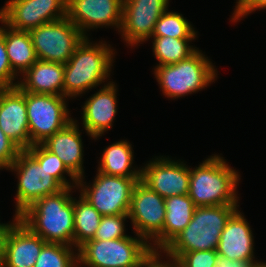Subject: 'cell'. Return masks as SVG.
I'll return each mask as SVG.
<instances>
[{"mask_svg":"<svg viewBox=\"0 0 266 267\" xmlns=\"http://www.w3.org/2000/svg\"><path fill=\"white\" fill-rule=\"evenodd\" d=\"M72 187L44 196L19 215V220L47 243L73 246L74 197Z\"/></svg>","mask_w":266,"mask_h":267,"instance_id":"6da1fadb","label":"cell"},{"mask_svg":"<svg viewBox=\"0 0 266 267\" xmlns=\"http://www.w3.org/2000/svg\"><path fill=\"white\" fill-rule=\"evenodd\" d=\"M114 51L106 41L94 44L84 38L64 64L63 96L75 98L109 80Z\"/></svg>","mask_w":266,"mask_h":267,"instance_id":"7a4b0ae2","label":"cell"},{"mask_svg":"<svg viewBox=\"0 0 266 267\" xmlns=\"http://www.w3.org/2000/svg\"><path fill=\"white\" fill-rule=\"evenodd\" d=\"M220 155H211L194 169L190 168L188 196L196 207L237 205L240 175Z\"/></svg>","mask_w":266,"mask_h":267,"instance_id":"3957f363","label":"cell"},{"mask_svg":"<svg viewBox=\"0 0 266 267\" xmlns=\"http://www.w3.org/2000/svg\"><path fill=\"white\" fill-rule=\"evenodd\" d=\"M239 205L196 207L188 226L163 250L165 254L217 250L221 232Z\"/></svg>","mask_w":266,"mask_h":267,"instance_id":"277c9868","label":"cell"},{"mask_svg":"<svg viewBox=\"0 0 266 267\" xmlns=\"http://www.w3.org/2000/svg\"><path fill=\"white\" fill-rule=\"evenodd\" d=\"M202 50L177 63L155 66L154 76L167 98L177 99L205 89L217 79V69Z\"/></svg>","mask_w":266,"mask_h":267,"instance_id":"5b68a950","label":"cell"},{"mask_svg":"<svg viewBox=\"0 0 266 267\" xmlns=\"http://www.w3.org/2000/svg\"><path fill=\"white\" fill-rule=\"evenodd\" d=\"M136 236L87 241L77 249L78 267H139L152 249L144 238Z\"/></svg>","mask_w":266,"mask_h":267,"instance_id":"8992f818","label":"cell"},{"mask_svg":"<svg viewBox=\"0 0 266 267\" xmlns=\"http://www.w3.org/2000/svg\"><path fill=\"white\" fill-rule=\"evenodd\" d=\"M85 176L78 179L77 189L102 216L128 214L134 186L141 177L110 176L97 171L89 186Z\"/></svg>","mask_w":266,"mask_h":267,"instance_id":"52a82bcc","label":"cell"},{"mask_svg":"<svg viewBox=\"0 0 266 267\" xmlns=\"http://www.w3.org/2000/svg\"><path fill=\"white\" fill-rule=\"evenodd\" d=\"M165 213V199L141 180L138 181L134 186L128 215L135 235L150 242L152 251L163 250Z\"/></svg>","mask_w":266,"mask_h":267,"instance_id":"ba28073f","label":"cell"},{"mask_svg":"<svg viewBox=\"0 0 266 267\" xmlns=\"http://www.w3.org/2000/svg\"><path fill=\"white\" fill-rule=\"evenodd\" d=\"M16 172V211L20 215L35 201L60 192L64 187L41 166L26 150H22L15 161L6 169Z\"/></svg>","mask_w":266,"mask_h":267,"instance_id":"9c48e42d","label":"cell"},{"mask_svg":"<svg viewBox=\"0 0 266 267\" xmlns=\"http://www.w3.org/2000/svg\"><path fill=\"white\" fill-rule=\"evenodd\" d=\"M37 60L65 64L85 38L67 17L29 31Z\"/></svg>","mask_w":266,"mask_h":267,"instance_id":"30bf717a","label":"cell"},{"mask_svg":"<svg viewBox=\"0 0 266 267\" xmlns=\"http://www.w3.org/2000/svg\"><path fill=\"white\" fill-rule=\"evenodd\" d=\"M68 98L26 92V109L31 146L41 144L74 119L67 108Z\"/></svg>","mask_w":266,"mask_h":267,"instance_id":"8fae6325","label":"cell"},{"mask_svg":"<svg viewBox=\"0 0 266 267\" xmlns=\"http://www.w3.org/2000/svg\"><path fill=\"white\" fill-rule=\"evenodd\" d=\"M67 17V0H9L0 9V20L18 31H30Z\"/></svg>","mask_w":266,"mask_h":267,"instance_id":"7c38bea8","label":"cell"},{"mask_svg":"<svg viewBox=\"0 0 266 267\" xmlns=\"http://www.w3.org/2000/svg\"><path fill=\"white\" fill-rule=\"evenodd\" d=\"M169 0H123L120 34L127 46L148 41L160 16L168 9Z\"/></svg>","mask_w":266,"mask_h":267,"instance_id":"4fadbf2b","label":"cell"},{"mask_svg":"<svg viewBox=\"0 0 266 267\" xmlns=\"http://www.w3.org/2000/svg\"><path fill=\"white\" fill-rule=\"evenodd\" d=\"M147 162L141 168V181L152 191L164 199L188 194L190 167L184 161L159 156Z\"/></svg>","mask_w":266,"mask_h":267,"instance_id":"5bb4252c","label":"cell"},{"mask_svg":"<svg viewBox=\"0 0 266 267\" xmlns=\"http://www.w3.org/2000/svg\"><path fill=\"white\" fill-rule=\"evenodd\" d=\"M122 12L123 0H67V18L85 38L88 30L98 27L112 26L120 32Z\"/></svg>","mask_w":266,"mask_h":267,"instance_id":"9a60e30c","label":"cell"},{"mask_svg":"<svg viewBox=\"0 0 266 267\" xmlns=\"http://www.w3.org/2000/svg\"><path fill=\"white\" fill-rule=\"evenodd\" d=\"M0 128L22 150L31 147L26 92L18 86L0 89Z\"/></svg>","mask_w":266,"mask_h":267,"instance_id":"2e32d148","label":"cell"},{"mask_svg":"<svg viewBox=\"0 0 266 267\" xmlns=\"http://www.w3.org/2000/svg\"><path fill=\"white\" fill-rule=\"evenodd\" d=\"M242 214L237 209L228 219L219 238L217 254L232 261L266 265L265 262L255 260L253 232Z\"/></svg>","mask_w":266,"mask_h":267,"instance_id":"e0dca14e","label":"cell"},{"mask_svg":"<svg viewBox=\"0 0 266 267\" xmlns=\"http://www.w3.org/2000/svg\"><path fill=\"white\" fill-rule=\"evenodd\" d=\"M103 85L82 106L83 128L95 140L112 128L117 113V86L113 81Z\"/></svg>","mask_w":266,"mask_h":267,"instance_id":"ac0fdd59","label":"cell"},{"mask_svg":"<svg viewBox=\"0 0 266 267\" xmlns=\"http://www.w3.org/2000/svg\"><path fill=\"white\" fill-rule=\"evenodd\" d=\"M46 243L18 220L6 238L4 249L6 267H33Z\"/></svg>","mask_w":266,"mask_h":267,"instance_id":"d6986e66","label":"cell"},{"mask_svg":"<svg viewBox=\"0 0 266 267\" xmlns=\"http://www.w3.org/2000/svg\"><path fill=\"white\" fill-rule=\"evenodd\" d=\"M41 144L48 151L57 155L78 179L84 176V147L77 120L74 119Z\"/></svg>","mask_w":266,"mask_h":267,"instance_id":"ffe728a7","label":"cell"},{"mask_svg":"<svg viewBox=\"0 0 266 267\" xmlns=\"http://www.w3.org/2000/svg\"><path fill=\"white\" fill-rule=\"evenodd\" d=\"M18 79L24 92L63 96L64 64L37 60Z\"/></svg>","mask_w":266,"mask_h":267,"instance_id":"44dd1931","label":"cell"},{"mask_svg":"<svg viewBox=\"0 0 266 267\" xmlns=\"http://www.w3.org/2000/svg\"><path fill=\"white\" fill-rule=\"evenodd\" d=\"M133 154L134 150L129 141H117L103 150L97 171L110 176L141 177V167L135 169L132 166Z\"/></svg>","mask_w":266,"mask_h":267,"instance_id":"7402d4cb","label":"cell"},{"mask_svg":"<svg viewBox=\"0 0 266 267\" xmlns=\"http://www.w3.org/2000/svg\"><path fill=\"white\" fill-rule=\"evenodd\" d=\"M3 26L9 63L18 76L23 75L37 61L31 35L29 31L14 30L4 23Z\"/></svg>","mask_w":266,"mask_h":267,"instance_id":"603a6c76","label":"cell"},{"mask_svg":"<svg viewBox=\"0 0 266 267\" xmlns=\"http://www.w3.org/2000/svg\"><path fill=\"white\" fill-rule=\"evenodd\" d=\"M163 249L190 223L196 206L187 195L165 198Z\"/></svg>","mask_w":266,"mask_h":267,"instance_id":"cb8c5ba5","label":"cell"},{"mask_svg":"<svg viewBox=\"0 0 266 267\" xmlns=\"http://www.w3.org/2000/svg\"><path fill=\"white\" fill-rule=\"evenodd\" d=\"M102 215L81 195L74 198V234L73 246L78 249L94 239Z\"/></svg>","mask_w":266,"mask_h":267,"instance_id":"d4e9b609","label":"cell"},{"mask_svg":"<svg viewBox=\"0 0 266 267\" xmlns=\"http://www.w3.org/2000/svg\"><path fill=\"white\" fill-rule=\"evenodd\" d=\"M151 39L153 40V55L159 63L157 66L173 64L188 59L198 50L197 47L189 45V42L195 40V38H173L164 36L151 37Z\"/></svg>","mask_w":266,"mask_h":267,"instance_id":"484cf974","label":"cell"},{"mask_svg":"<svg viewBox=\"0 0 266 267\" xmlns=\"http://www.w3.org/2000/svg\"><path fill=\"white\" fill-rule=\"evenodd\" d=\"M26 151L64 187L77 189L78 178L65 166L60 158L48 151L42 144H34ZM66 174L72 180V185L64 176Z\"/></svg>","mask_w":266,"mask_h":267,"instance_id":"4316f807","label":"cell"},{"mask_svg":"<svg viewBox=\"0 0 266 267\" xmlns=\"http://www.w3.org/2000/svg\"><path fill=\"white\" fill-rule=\"evenodd\" d=\"M173 37V38H196L197 31L194 30L190 21L175 11L168 9L160 16L155 24L151 37Z\"/></svg>","mask_w":266,"mask_h":267,"instance_id":"83f0119b","label":"cell"},{"mask_svg":"<svg viewBox=\"0 0 266 267\" xmlns=\"http://www.w3.org/2000/svg\"><path fill=\"white\" fill-rule=\"evenodd\" d=\"M78 252L73 246L46 243L33 267H78Z\"/></svg>","mask_w":266,"mask_h":267,"instance_id":"f1b7e54d","label":"cell"},{"mask_svg":"<svg viewBox=\"0 0 266 267\" xmlns=\"http://www.w3.org/2000/svg\"><path fill=\"white\" fill-rule=\"evenodd\" d=\"M128 214L102 216L99 227L92 240H113L128 237L126 234L125 221Z\"/></svg>","mask_w":266,"mask_h":267,"instance_id":"f546056e","label":"cell"},{"mask_svg":"<svg viewBox=\"0 0 266 267\" xmlns=\"http://www.w3.org/2000/svg\"><path fill=\"white\" fill-rule=\"evenodd\" d=\"M217 250L193 251L184 254H166L176 262V267H214L217 260Z\"/></svg>","mask_w":266,"mask_h":267,"instance_id":"4dcf8cb0","label":"cell"},{"mask_svg":"<svg viewBox=\"0 0 266 267\" xmlns=\"http://www.w3.org/2000/svg\"><path fill=\"white\" fill-rule=\"evenodd\" d=\"M0 89L13 88L18 86V75L12 70L8 60V55L4 39L3 22L0 20Z\"/></svg>","mask_w":266,"mask_h":267,"instance_id":"1f68e13d","label":"cell"},{"mask_svg":"<svg viewBox=\"0 0 266 267\" xmlns=\"http://www.w3.org/2000/svg\"><path fill=\"white\" fill-rule=\"evenodd\" d=\"M21 151L22 149L7 137L0 128V165L7 169Z\"/></svg>","mask_w":266,"mask_h":267,"instance_id":"d6a6232c","label":"cell"},{"mask_svg":"<svg viewBox=\"0 0 266 267\" xmlns=\"http://www.w3.org/2000/svg\"><path fill=\"white\" fill-rule=\"evenodd\" d=\"M231 21L237 22L256 10L266 9V0H236ZM247 15V16H246Z\"/></svg>","mask_w":266,"mask_h":267,"instance_id":"836d02e7","label":"cell"},{"mask_svg":"<svg viewBox=\"0 0 266 267\" xmlns=\"http://www.w3.org/2000/svg\"><path fill=\"white\" fill-rule=\"evenodd\" d=\"M161 252V253H160ZM162 251H151V253L140 263L139 267H176V262L173 258L162 261L160 256Z\"/></svg>","mask_w":266,"mask_h":267,"instance_id":"e575fe53","label":"cell"},{"mask_svg":"<svg viewBox=\"0 0 266 267\" xmlns=\"http://www.w3.org/2000/svg\"><path fill=\"white\" fill-rule=\"evenodd\" d=\"M214 267H266V265H251L241 261H232L218 255Z\"/></svg>","mask_w":266,"mask_h":267,"instance_id":"d590c367","label":"cell"},{"mask_svg":"<svg viewBox=\"0 0 266 267\" xmlns=\"http://www.w3.org/2000/svg\"><path fill=\"white\" fill-rule=\"evenodd\" d=\"M14 220L11 223H0V252H4L5 244H6V238L8 236L9 231L13 227V225L19 220V215L15 214Z\"/></svg>","mask_w":266,"mask_h":267,"instance_id":"8d00e7d4","label":"cell"},{"mask_svg":"<svg viewBox=\"0 0 266 267\" xmlns=\"http://www.w3.org/2000/svg\"><path fill=\"white\" fill-rule=\"evenodd\" d=\"M0 267H6L4 252H0Z\"/></svg>","mask_w":266,"mask_h":267,"instance_id":"74e56055","label":"cell"}]
</instances>
